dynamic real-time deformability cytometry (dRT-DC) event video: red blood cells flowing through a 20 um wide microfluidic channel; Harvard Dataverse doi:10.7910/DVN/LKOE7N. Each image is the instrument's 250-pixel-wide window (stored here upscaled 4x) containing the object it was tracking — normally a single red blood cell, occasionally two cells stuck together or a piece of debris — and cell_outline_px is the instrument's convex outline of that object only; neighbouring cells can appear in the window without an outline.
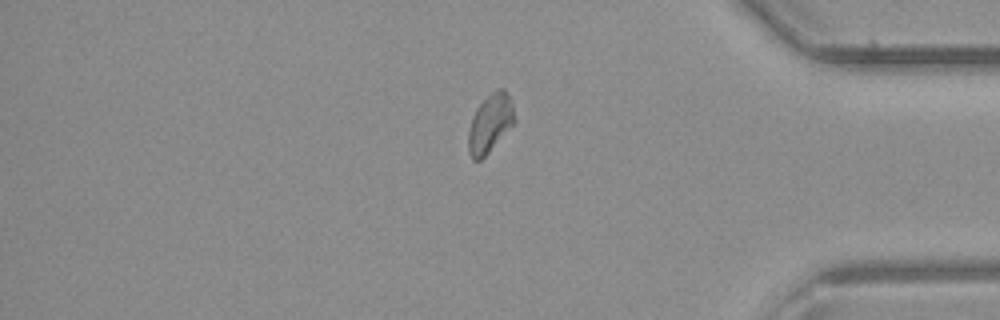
{"species": "common noctule bat (a hibernating species)", "species_latin": "Nyctalus noctula", "temperature_condition": "room temperature", "stored_images_in_passage": 33, "segment_of_instrument_passage": [2, 2], "camera_frame_rate_fps": 3000, "um_per_image_px": 0.085, "animal": {"sex": "male", "body_mass_g": 23.1, "forearm_length_mm": 52.7}, "frame": {"image": 1, "passage_image": 33, "time_ms": 10.667, "image_size_px": [1000, 320], "cell_outline_px": [[516, 120], [488, 152], [480, 160], [472, 160], [468, 152], [468, 132], [472, 116], [476, 108], [492, 92], [500, 88], [504, 88], [508, 92], [512, 104]], "centroid_in_image_um": [41.64, 10.47], "position_along_channel_um": 393.6, "area_um2": 15.49}}